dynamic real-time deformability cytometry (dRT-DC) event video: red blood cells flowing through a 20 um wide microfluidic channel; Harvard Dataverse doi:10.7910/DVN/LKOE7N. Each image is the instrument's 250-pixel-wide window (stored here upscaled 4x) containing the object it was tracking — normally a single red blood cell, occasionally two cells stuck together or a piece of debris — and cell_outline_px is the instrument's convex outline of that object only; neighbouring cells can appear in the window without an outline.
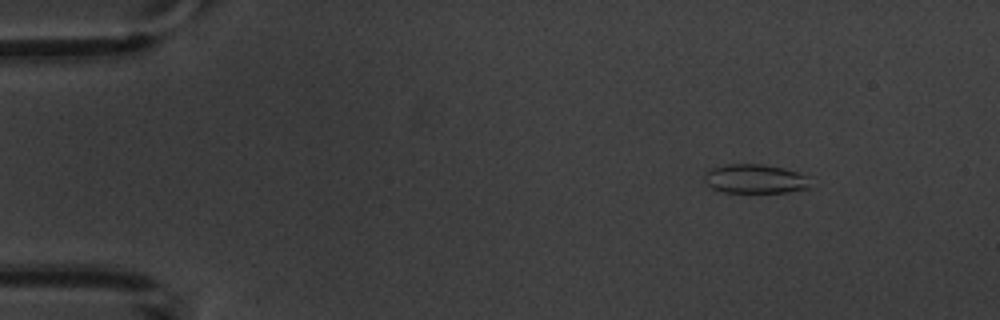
{"species": "common noctule bat (a hibernating species)", "species_latin": "Nyctalus noctula", "temperature_condition": "warm", "stored_images_in_passage": 6, "camera_frame_rate_fps": 3000, "um_per_image_px": 0.085, "animal": {"sex": "male", "body_mass_g": 20.1, "forearm_length_mm": 53.5}, "frame": {"image": 1, "passage_image": 2, "time_ms": 1.333, "image_size_px": [1000, 320], "cell_outline_px": [[808, 188], [788, 192], [724, 192], [712, 188], [704, 180], [704, 172], [712, 168], [724, 164], [764, 164], [784, 168], [796, 172], [804, 176]], "centroid_in_image_um": [64.09, 15.19], "position_along_channel_um": 20.9, "area_um2": 17.69}}